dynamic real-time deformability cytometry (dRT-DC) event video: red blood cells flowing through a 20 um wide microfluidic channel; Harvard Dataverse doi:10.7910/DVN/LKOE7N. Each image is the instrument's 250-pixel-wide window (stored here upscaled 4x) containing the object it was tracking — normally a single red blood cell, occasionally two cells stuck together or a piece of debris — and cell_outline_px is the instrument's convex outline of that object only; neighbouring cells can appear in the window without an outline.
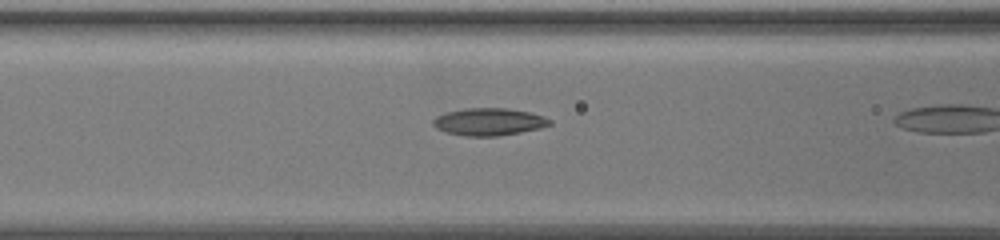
{"species": "common noctule bat (a hibernating species)", "species_latin": "Nyctalus noctula", "temperature_condition": "warm", "stored_images_in_passage": 19, "camera_frame_rate_fps": 3000, "um_per_image_px": 0.085, "animal": {"sex": "female", "body_mass_g": 19.5, "forearm_length_mm": 54.1}, "frame": {"image": 1, "passage_image": 14, "time_ms": 4.333, "image_size_px": [1000, 240], "cell_outline_px": [[552, 124], [540, 128], [520, 132], [496, 136], [464, 136], [444, 132], [436, 128], [432, 124], [432, 120], [436, 116], [444, 112], [464, 108], [504, 108], [528, 112], [544, 116], [552, 120]], "centroid_in_image_um": [41.51, 10.35], "position_along_channel_um": 125.1, "area_um2": 18.73}}